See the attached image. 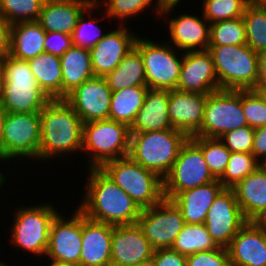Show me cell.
<instances>
[{"instance_id": "cell-41", "label": "cell", "mask_w": 266, "mask_h": 266, "mask_svg": "<svg viewBox=\"0 0 266 266\" xmlns=\"http://www.w3.org/2000/svg\"><path fill=\"white\" fill-rule=\"evenodd\" d=\"M42 0H0V15L9 23L37 21Z\"/></svg>"}, {"instance_id": "cell-17", "label": "cell", "mask_w": 266, "mask_h": 266, "mask_svg": "<svg viewBox=\"0 0 266 266\" xmlns=\"http://www.w3.org/2000/svg\"><path fill=\"white\" fill-rule=\"evenodd\" d=\"M220 89L210 52H183L177 90L208 95Z\"/></svg>"}, {"instance_id": "cell-36", "label": "cell", "mask_w": 266, "mask_h": 266, "mask_svg": "<svg viewBox=\"0 0 266 266\" xmlns=\"http://www.w3.org/2000/svg\"><path fill=\"white\" fill-rule=\"evenodd\" d=\"M96 9H100V12H102L101 9L103 8H101V6L90 5L78 17L76 26L71 34L73 46L91 50L102 38L105 37V33L107 32H101L103 30H101V25L97 24L98 17L91 16L93 10ZM86 13H88L89 17H86Z\"/></svg>"}, {"instance_id": "cell-30", "label": "cell", "mask_w": 266, "mask_h": 266, "mask_svg": "<svg viewBox=\"0 0 266 266\" xmlns=\"http://www.w3.org/2000/svg\"><path fill=\"white\" fill-rule=\"evenodd\" d=\"M27 63L37 80L38 85L53 99H62V70L60 57L41 53Z\"/></svg>"}, {"instance_id": "cell-58", "label": "cell", "mask_w": 266, "mask_h": 266, "mask_svg": "<svg viewBox=\"0 0 266 266\" xmlns=\"http://www.w3.org/2000/svg\"><path fill=\"white\" fill-rule=\"evenodd\" d=\"M73 0H42L43 3L71 2Z\"/></svg>"}, {"instance_id": "cell-48", "label": "cell", "mask_w": 266, "mask_h": 266, "mask_svg": "<svg viewBox=\"0 0 266 266\" xmlns=\"http://www.w3.org/2000/svg\"><path fill=\"white\" fill-rule=\"evenodd\" d=\"M11 24L0 15V59L5 60L10 55Z\"/></svg>"}, {"instance_id": "cell-18", "label": "cell", "mask_w": 266, "mask_h": 266, "mask_svg": "<svg viewBox=\"0 0 266 266\" xmlns=\"http://www.w3.org/2000/svg\"><path fill=\"white\" fill-rule=\"evenodd\" d=\"M120 26V27H119ZM107 31L91 50V62L95 76L105 77L115 70L126 54L134 47L137 35L126 25Z\"/></svg>"}, {"instance_id": "cell-11", "label": "cell", "mask_w": 266, "mask_h": 266, "mask_svg": "<svg viewBox=\"0 0 266 266\" xmlns=\"http://www.w3.org/2000/svg\"><path fill=\"white\" fill-rule=\"evenodd\" d=\"M248 126L242 109V90L220 89L208 94L201 128L191 137L220 138Z\"/></svg>"}, {"instance_id": "cell-29", "label": "cell", "mask_w": 266, "mask_h": 266, "mask_svg": "<svg viewBox=\"0 0 266 266\" xmlns=\"http://www.w3.org/2000/svg\"><path fill=\"white\" fill-rule=\"evenodd\" d=\"M62 99L84 81L94 77L90 50L72 46L61 57Z\"/></svg>"}, {"instance_id": "cell-26", "label": "cell", "mask_w": 266, "mask_h": 266, "mask_svg": "<svg viewBox=\"0 0 266 266\" xmlns=\"http://www.w3.org/2000/svg\"><path fill=\"white\" fill-rule=\"evenodd\" d=\"M232 189L245 219L253 221L266 210V165H261Z\"/></svg>"}, {"instance_id": "cell-54", "label": "cell", "mask_w": 266, "mask_h": 266, "mask_svg": "<svg viewBox=\"0 0 266 266\" xmlns=\"http://www.w3.org/2000/svg\"><path fill=\"white\" fill-rule=\"evenodd\" d=\"M4 80V60L0 59V90Z\"/></svg>"}, {"instance_id": "cell-25", "label": "cell", "mask_w": 266, "mask_h": 266, "mask_svg": "<svg viewBox=\"0 0 266 266\" xmlns=\"http://www.w3.org/2000/svg\"><path fill=\"white\" fill-rule=\"evenodd\" d=\"M224 189L218 179L179 192L171 200L180 209L186 224H203L215 198Z\"/></svg>"}, {"instance_id": "cell-43", "label": "cell", "mask_w": 266, "mask_h": 266, "mask_svg": "<svg viewBox=\"0 0 266 266\" xmlns=\"http://www.w3.org/2000/svg\"><path fill=\"white\" fill-rule=\"evenodd\" d=\"M255 128L250 126L241 127L226 132L219 139L230 152L251 153Z\"/></svg>"}, {"instance_id": "cell-39", "label": "cell", "mask_w": 266, "mask_h": 266, "mask_svg": "<svg viewBox=\"0 0 266 266\" xmlns=\"http://www.w3.org/2000/svg\"><path fill=\"white\" fill-rule=\"evenodd\" d=\"M246 35L243 18L218 21L210 24L209 46L245 45Z\"/></svg>"}, {"instance_id": "cell-33", "label": "cell", "mask_w": 266, "mask_h": 266, "mask_svg": "<svg viewBox=\"0 0 266 266\" xmlns=\"http://www.w3.org/2000/svg\"><path fill=\"white\" fill-rule=\"evenodd\" d=\"M147 91V86H133L112 92L109 119L130 128L143 106Z\"/></svg>"}, {"instance_id": "cell-56", "label": "cell", "mask_w": 266, "mask_h": 266, "mask_svg": "<svg viewBox=\"0 0 266 266\" xmlns=\"http://www.w3.org/2000/svg\"><path fill=\"white\" fill-rule=\"evenodd\" d=\"M86 2L89 6H99L102 3V0H81Z\"/></svg>"}, {"instance_id": "cell-3", "label": "cell", "mask_w": 266, "mask_h": 266, "mask_svg": "<svg viewBox=\"0 0 266 266\" xmlns=\"http://www.w3.org/2000/svg\"><path fill=\"white\" fill-rule=\"evenodd\" d=\"M51 99L38 85L26 60L9 55L4 60L0 104L11 113L40 112Z\"/></svg>"}, {"instance_id": "cell-46", "label": "cell", "mask_w": 266, "mask_h": 266, "mask_svg": "<svg viewBox=\"0 0 266 266\" xmlns=\"http://www.w3.org/2000/svg\"><path fill=\"white\" fill-rule=\"evenodd\" d=\"M152 259L154 266H186L187 256L166 248L154 250Z\"/></svg>"}, {"instance_id": "cell-50", "label": "cell", "mask_w": 266, "mask_h": 266, "mask_svg": "<svg viewBox=\"0 0 266 266\" xmlns=\"http://www.w3.org/2000/svg\"><path fill=\"white\" fill-rule=\"evenodd\" d=\"M254 222L266 234V210L256 217Z\"/></svg>"}, {"instance_id": "cell-52", "label": "cell", "mask_w": 266, "mask_h": 266, "mask_svg": "<svg viewBox=\"0 0 266 266\" xmlns=\"http://www.w3.org/2000/svg\"><path fill=\"white\" fill-rule=\"evenodd\" d=\"M253 90H255L259 94V96L263 99V101L266 103V86L255 87Z\"/></svg>"}, {"instance_id": "cell-1", "label": "cell", "mask_w": 266, "mask_h": 266, "mask_svg": "<svg viewBox=\"0 0 266 266\" xmlns=\"http://www.w3.org/2000/svg\"><path fill=\"white\" fill-rule=\"evenodd\" d=\"M84 195L77 208L89 219L112 226L137 223L142 209L100 168H88Z\"/></svg>"}, {"instance_id": "cell-9", "label": "cell", "mask_w": 266, "mask_h": 266, "mask_svg": "<svg viewBox=\"0 0 266 266\" xmlns=\"http://www.w3.org/2000/svg\"><path fill=\"white\" fill-rule=\"evenodd\" d=\"M138 36L134 46L143 58L146 86L169 91L177 90L183 52L179 56L181 51L179 53L178 49L164 40L158 43Z\"/></svg>"}, {"instance_id": "cell-6", "label": "cell", "mask_w": 266, "mask_h": 266, "mask_svg": "<svg viewBox=\"0 0 266 266\" xmlns=\"http://www.w3.org/2000/svg\"><path fill=\"white\" fill-rule=\"evenodd\" d=\"M141 208H149L163 198V179L130 156L106 162L100 168Z\"/></svg>"}, {"instance_id": "cell-45", "label": "cell", "mask_w": 266, "mask_h": 266, "mask_svg": "<svg viewBox=\"0 0 266 266\" xmlns=\"http://www.w3.org/2000/svg\"><path fill=\"white\" fill-rule=\"evenodd\" d=\"M73 46L71 35L60 32H47L45 37V53L61 57Z\"/></svg>"}, {"instance_id": "cell-12", "label": "cell", "mask_w": 266, "mask_h": 266, "mask_svg": "<svg viewBox=\"0 0 266 266\" xmlns=\"http://www.w3.org/2000/svg\"><path fill=\"white\" fill-rule=\"evenodd\" d=\"M201 149L189 138L182 146L169 174L163 179L164 198L214 181Z\"/></svg>"}, {"instance_id": "cell-53", "label": "cell", "mask_w": 266, "mask_h": 266, "mask_svg": "<svg viewBox=\"0 0 266 266\" xmlns=\"http://www.w3.org/2000/svg\"><path fill=\"white\" fill-rule=\"evenodd\" d=\"M49 264H50L49 266H77V265L72 264V263L59 262V261H55V260H50Z\"/></svg>"}, {"instance_id": "cell-14", "label": "cell", "mask_w": 266, "mask_h": 266, "mask_svg": "<svg viewBox=\"0 0 266 266\" xmlns=\"http://www.w3.org/2000/svg\"><path fill=\"white\" fill-rule=\"evenodd\" d=\"M247 222L233 189L224 188L213 201L204 224L216 245L227 248Z\"/></svg>"}, {"instance_id": "cell-35", "label": "cell", "mask_w": 266, "mask_h": 266, "mask_svg": "<svg viewBox=\"0 0 266 266\" xmlns=\"http://www.w3.org/2000/svg\"><path fill=\"white\" fill-rule=\"evenodd\" d=\"M217 248L218 246L212 240L204 223L195 225L185 224L171 246V249L185 256Z\"/></svg>"}, {"instance_id": "cell-7", "label": "cell", "mask_w": 266, "mask_h": 266, "mask_svg": "<svg viewBox=\"0 0 266 266\" xmlns=\"http://www.w3.org/2000/svg\"><path fill=\"white\" fill-rule=\"evenodd\" d=\"M221 89L249 90L256 87L258 53L247 44L209 46Z\"/></svg>"}, {"instance_id": "cell-40", "label": "cell", "mask_w": 266, "mask_h": 266, "mask_svg": "<svg viewBox=\"0 0 266 266\" xmlns=\"http://www.w3.org/2000/svg\"><path fill=\"white\" fill-rule=\"evenodd\" d=\"M252 0H203L204 18L213 24L218 21L240 18Z\"/></svg>"}, {"instance_id": "cell-10", "label": "cell", "mask_w": 266, "mask_h": 266, "mask_svg": "<svg viewBox=\"0 0 266 266\" xmlns=\"http://www.w3.org/2000/svg\"><path fill=\"white\" fill-rule=\"evenodd\" d=\"M41 140L40 113L8 112L0 144V160L9 163L17 158L36 160ZM8 161V162H7Z\"/></svg>"}, {"instance_id": "cell-13", "label": "cell", "mask_w": 266, "mask_h": 266, "mask_svg": "<svg viewBox=\"0 0 266 266\" xmlns=\"http://www.w3.org/2000/svg\"><path fill=\"white\" fill-rule=\"evenodd\" d=\"M137 223L154 250L171 248L186 224L180 209L166 198L142 209Z\"/></svg>"}, {"instance_id": "cell-34", "label": "cell", "mask_w": 266, "mask_h": 266, "mask_svg": "<svg viewBox=\"0 0 266 266\" xmlns=\"http://www.w3.org/2000/svg\"><path fill=\"white\" fill-rule=\"evenodd\" d=\"M246 44L257 53L266 50V5L252 0L242 16Z\"/></svg>"}, {"instance_id": "cell-57", "label": "cell", "mask_w": 266, "mask_h": 266, "mask_svg": "<svg viewBox=\"0 0 266 266\" xmlns=\"http://www.w3.org/2000/svg\"><path fill=\"white\" fill-rule=\"evenodd\" d=\"M2 163V161L0 160V164ZM2 170L0 169V188L4 186V183L6 182V174H3L4 172H1Z\"/></svg>"}, {"instance_id": "cell-31", "label": "cell", "mask_w": 266, "mask_h": 266, "mask_svg": "<svg viewBox=\"0 0 266 266\" xmlns=\"http://www.w3.org/2000/svg\"><path fill=\"white\" fill-rule=\"evenodd\" d=\"M154 1L155 0H103L99 6L106 7V15L104 14L106 18L115 19V21L117 19L121 21L119 22L120 25H124V23L126 25L127 18L129 20V18L132 19V16H138L141 12L143 13ZM155 4L154 7L152 5V8L156 10H154V12L157 19L160 20L162 16L166 18V21L167 15L171 12H175L174 8L177 7V5L179 6V3H165L163 0H156Z\"/></svg>"}, {"instance_id": "cell-38", "label": "cell", "mask_w": 266, "mask_h": 266, "mask_svg": "<svg viewBox=\"0 0 266 266\" xmlns=\"http://www.w3.org/2000/svg\"><path fill=\"white\" fill-rule=\"evenodd\" d=\"M260 166L261 163L252 153L231 152L226 169L218 180L224 188L232 189Z\"/></svg>"}, {"instance_id": "cell-59", "label": "cell", "mask_w": 266, "mask_h": 266, "mask_svg": "<svg viewBox=\"0 0 266 266\" xmlns=\"http://www.w3.org/2000/svg\"><path fill=\"white\" fill-rule=\"evenodd\" d=\"M165 3H181L183 0H163Z\"/></svg>"}, {"instance_id": "cell-49", "label": "cell", "mask_w": 266, "mask_h": 266, "mask_svg": "<svg viewBox=\"0 0 266 266\" xmlns=\"http://www.w3.org/2000/svg\"><path fill=\"white\" fill-rule=\"evenodd\" d=\"M258 78L256 87L266 86V50L258 53Z\"/></svg>"}, {"instance_id": "cell-23", "label": "cell", "mask_w": 266, "mask_h": 266, "mask_svg": "<svg viewBox=\"0 0 266 266\" xmlns=\"http://www.w3.org/2000/svg\"><path fill=\"white\" fill-rule=\"evenodd\" d=\"M231 266H266V234L248 221L227 247Z\"/></svg>"}, {"instance_id": "cell-44", "label": "cell", "mask_w": 266, "mask_h": 266, "mask_svg": "<svg viewBox=\"0 0 266 266\" xmlns=\"http://www.w3.org/2000/svg\"><path fill=\"white\" fill-rule=\"evenodd\" d=\"M186 266H231L227 248L200 251L187 256Z\"/></svg>"}, {"instance_id": "cell-51", "label": "cell", "mask_w": 266, "mask_h": 266, "mask_svg": "<svg viewBox=\"0 0 266 266\" xmlns=\"http://www.w3.org/2000/svg\"><path fill=\"white\" fill-rule=\"evenodd\" d=\"M7 113L8 112L0 104V144H1V139H2V135H3V128H4V122H5V118L7 116Z\"/></svg>"}, {"instance_id": "cell-37", "label": "cell", "mask_w": 266, "mask_h": 266, "mask_svg": "<svg viewBox=\"0 0 266 266\" xmlns=\"http://www.w3.org/2000/svg\"><path fill=\"white\" fill-rule=\"evenodd\" d=\"M201 149L210 173L219 179L229 162L231 152L219 138L190 137Z\"/></svg>"}, {"instance_id": "cell-32", "label": "cell", "mask_w": 266, "mask_h": 266, "mask_svg": "<svg viewBox=\"0 0 266 266\" xmlns=\"http://www.w3.org/2000/svg\"><path fill=\"white\" fill-rule=\"evenodd\" d=\"M104 78L112 92L133 86H146L144 62L140 51L134 46L116 69Z\"/></svg>"}, {"instance_id": "cell-19", "label": "cell", "mask_w": 266, "mask_h": 266, "mask_svg": "<svg viewBox=\"0 0 266 266\" xmlns=\"http://www.w3.org/2000/svg\"><path fill=\"white\" fill-rule=\"evenodd\" d=\"M153 253L138 223L113 226L111 266H134L152 258Z\"/></svg>"}, {"instance_id": "cell-24", "label": "cell", "mask_w": 266, "mask_h": 266, "mask_svg": "<svg viewBox=\"0 0 266 266\" xmlns=\"http://www.w3.org/2000/svg\"><path fill=\"white\" fill-rule=\"evenodd\" d=\"M169 97V90L148 88L130 134L173 129L168 114Z\"/></svg>"}, {"instance_id": "cell-21", "label": "cell", "mask_w": 266, "mask_h": 266, "mask_svg": "<svg viewBox=\"0 0 266 266\" xmlns=\"http://www.w3.org/2000/svg\"><path fill=\"white\" fill-rule=\"evenodd\" d=\"M170 38L167 41L182 52L208 50L210 23L202 16L181 13L168 20Z\"/></svg>"}, {"instance_id": "cell-27", "label": "cell", "mask_w": 266, "mask_h": 266, "mask_svg": "<svg viewBox=\"0 0 266 266\" xmlns=\"http://www.w3.org/2000/svg\"><path fill=\"white\" fill-rule=\"evenodd\" d=\"M88 4L81 0L71 2L44 3L37 22L47 32L72 34L78 17Z\"/></svg>"}, {"instance_id": "cell-16", "label": "cell", "mask_w": 266, "mask_h": 266, "mask_svg": "<svg viewBox=\"0 0 266 266\" xmlns=\"http://www.w3.org/2000/svg\"><path fill=\"white\" fill-rule=\"evenodd\" d=\"M112 91L104 77L94 76L70 92L65 101L83 123L109 119Z\"/></svg>"}, {"instance_id": "cell-47", "label": "cell", "mask_w": 266, "mask_h": 266, "mask_svg": "<svg viewBox=\"0 0 266 266\" xmlns=\"http://www.w3.org/2000/svg\"><path fill=\"white\" fill-rule=\"evenodd\" d=\"M251 153L261 165H266V125L255 128Z\"/></svg>"}, {"instance_id": "cell-20", "label": "cell", "mask_w": 266, "mask_h": 266, "mask_svg": "<svg viewBox=\"0 0 266 266\" xmlns=\"http://www.w3.org/2000/svg\"><path fill=\"white\" fill-rule=\"evenodd\" d=\"M112 235V225L91 220L82 213L79 266H111Z\"/></svg>"}, {"instance_id": "cell-28", "label": "cell", "mask_w": 266, "mask_h": 266, "mask_svg": "<svg viewBox=\"0 0 266 266\" xmlns=\"http://www.w3.org/2000/svg\"><path fill=\"white\" fill-rule=\"evenodd\" d=\"M46 31L37 21L11 25L10 55L23 60L35 58L45 52Z\"/></svg>"}, {"instance_id": "cell-60", "label": "cell", "mask_w": 266, "mask_h": 266, "mask_svg": "<svg viewBox=\"0 0 266 266\" xmlns=\"http://www.w3.org/2000/svg\"><path fill=\"white\" fill-rule=\"evenodd\" d=\"M259 2H261L262 4L266 5V0H258Z\"/></svg>"}, {"instance_id": "cell-42", "label": "cell", "mask_w": 266, "mask_h": 266, "mask_svg": "<svg viewBox=\"0 0 266 266\" xmlns=\"http://www.w3.org/2000/svg\"><path fill=\"white\" fill-rule=\"evenodd\" d=\"M242 109L248 126L258 128L266 125V103L255 90H242Z\"/></svg>"}, {"instance_id": "cell-15", "label": "cell", "mask_w": 266, "mask_h": 266, "mask_svg": "<svg viewBox=\"0 0 266 266\" xmlns=\"http://www.w3.org/2000/svg\"><path fill=\"white\" fill-rule=\"evenodd\" d=\"M68 218L59 212L53 219L46 257L79 266L82 243V212L77 208Z\"/></svg>"}, {"instance_id": "cell-4", "label": "cell", "mask_w": 266, "mask_h": 266, "mask_svg": "<svg viewBox=\"0 0 266 266\" xmlns=\"http://www.w3.org/2000/svg\"><path fill=\"white\" fill-rule=\"evenodd\" d=\"M190 137L177 129L130 134L129 156L164 179Z\"/></svg>"}, {"instance_id": "cell-55", "label": "cell", "mask_w": 266, "mask_h": 266, "mask_svg": "<svg viewBox=\"0 0 266 266\" xmlns=\"http://www.w3.org/2000/svg\"><path fill=\"white\" fill-rule=\"evenodd\" d=\"M134 266H154L153 259L150 258L148 260L142 261Z\"/></svg>"}, {"instance_id": "cell-61", "label": "cell", "mask_w": 266, "mask_h": 266, "mask_svg": "<svg viewBox=\"0 0 266 266\" xmlns=\"http://www.w3.org/2000/svg\"><path fill=\"white\" fill-rule=\"evenodd\" d=\"M1 266H9V265H7V263L4 262Z\"/></svg>"}, {"instance_id": "cell-5", "label": "cell", "mask_w": 266, "mask_h": 266, "mask_svg": "<svg viewBox=\"0 0 266 266\" xmlns=\"http://www.w3.org/2000/svg\"><path fill=\"white\" fill-rule=\"evenodd\" d=\"M82 151L89 168H101L106 162L129 156L130 128L112 119L83 123Z\"/></svg>"}, {"instance_id": "cell-2", "label": "cell", "mask_w": 266, "mask_h": 266, "mask_svg": "<svg viewBox=\"0 0 266 266\" xmlns=\"http://www.w3.org/2000/svg\"><path fill=\"white\" fill-rule=\"evenodd\" d=\"M41 140L38 161L82 151L83 122L65 101L51 100L40 112Z\"/></svg>"}, {"instance_id": "cell-8", "label": "cell", "mask_w": 266, "mask_h": 266, "mask_svg": "<svg viewBox=\"0 0 266 266\" xmlns=\"http://www.w3.org/2000/svg\"><path fill=\"white\" fill-rule=\"evenodd\" d=\"M52 205L53 203L49 202L18 207L13 215L10 243L12 242L17 249L32 253L33 256H46L50 226L59 213Z\"/></svg>"}, {"instance_id": "cell-22", "label": "cell", "mask_w": 266, "mask_h": 266, "mask_svg": "<svg viewBox=\"0 0 266 266\" xmlns=\"http://www.w3.org/2000/svg\"><path fill=\"white\" fill-rule=\"evenodd\" d=\"M207 97L201 93L170 90L168 114L172 127L193 136L201 128Z\"/></svg>"}]
</instances>
